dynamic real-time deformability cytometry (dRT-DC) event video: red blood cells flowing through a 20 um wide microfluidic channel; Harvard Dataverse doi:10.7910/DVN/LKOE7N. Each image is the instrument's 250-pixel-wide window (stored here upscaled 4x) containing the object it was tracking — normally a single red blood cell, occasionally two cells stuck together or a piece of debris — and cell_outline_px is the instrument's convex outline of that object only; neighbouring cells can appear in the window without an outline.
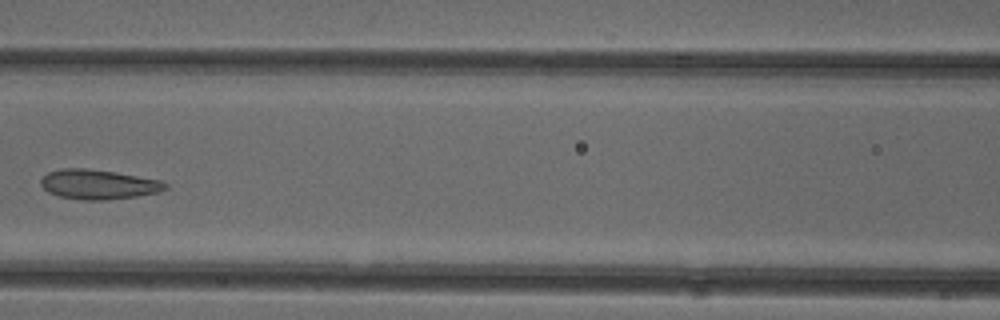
{"species": "common noctule bat (a hibernating species)", "species_latin": "Nyctalus noctula", "temperature_condition": "cold", "stored_images_in_passage": 6, "camera_frame_rate_fps": 3000, "um_per_image_px": 0.085, "animal": {"sex": "female"}, "frame": {"image": 1, "passage_image": 6, "time_ms": 1.667, "image_size_px": [1000, 320], "cell_outline_px": [[168, 188], [160, 192], [136, 196], [108, 200], [80, 200], [60, 196], [48, 192], [40, 184], [40, 180], [48, 172], [64, 168], [84, 168], [116, 172], [160, 180], [168, 184]], "centroid_in_image_um": [8.38, 15.68], "position_along_channel_um": 158.2, "area_um2": 21.56}}